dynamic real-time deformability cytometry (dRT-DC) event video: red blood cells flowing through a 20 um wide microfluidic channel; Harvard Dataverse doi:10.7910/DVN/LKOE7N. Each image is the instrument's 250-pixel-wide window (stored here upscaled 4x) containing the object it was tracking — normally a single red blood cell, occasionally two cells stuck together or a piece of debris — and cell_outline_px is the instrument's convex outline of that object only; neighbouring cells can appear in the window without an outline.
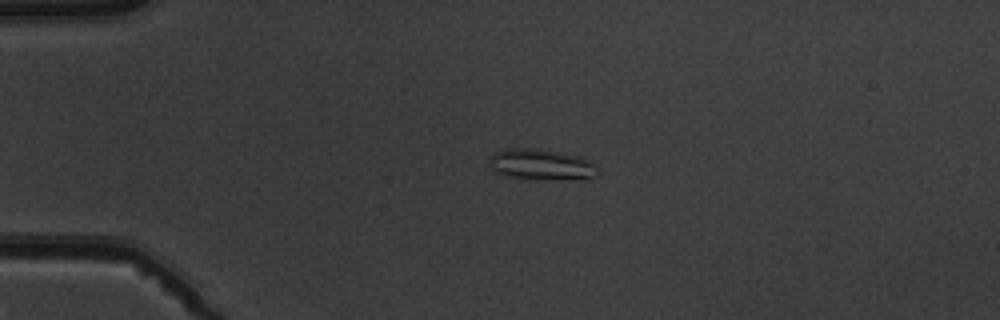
{"species": "common noctule bat (a hibernating species)", "species_latin": "Nyctalus noctula", "temperature_condition": "warm", "stored_images_in_passage": 2, "camera_frame_rate_fps": 3000, "um_per_image_px": 0.085, "animal": {"sex": "male", "body_mass_g": 19.5, "forearm_length_mm": 54.6}, "frame": {"image": 1, "passage_image": 1, "time_ms": 0.0, "image_size_px": [1000, 320], "cell_outline_px": [[596, 176], [508, 176], [496, 172], [492, 168], [488, 160], [488, 156], [492, 152], [508, 148], [528, 148], [580, 156], [588, 160], [596, 168]], "centroid_in_image_um": [45.84, 13.89], "position_along_channel_um": 39.2, "area_um2": 17.74}}